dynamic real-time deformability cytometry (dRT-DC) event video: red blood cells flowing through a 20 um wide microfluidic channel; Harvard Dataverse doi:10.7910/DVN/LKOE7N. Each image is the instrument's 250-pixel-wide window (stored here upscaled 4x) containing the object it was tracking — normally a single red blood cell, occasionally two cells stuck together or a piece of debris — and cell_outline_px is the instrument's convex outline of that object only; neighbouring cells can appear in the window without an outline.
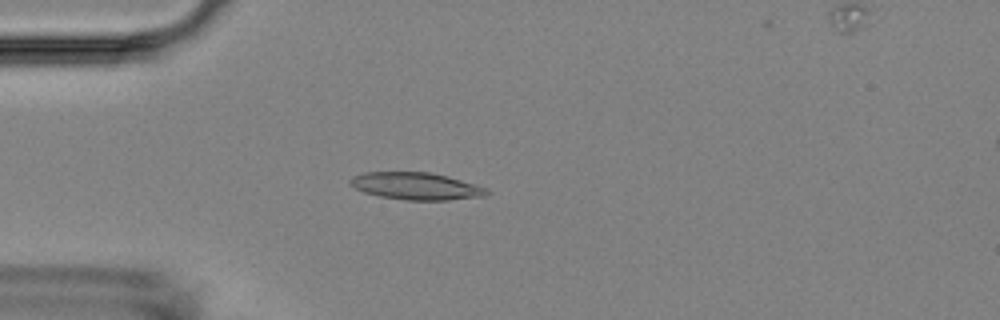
{"species": "Egyptian fruit bat (a non-hibernating species)", "species_latin": "Rousettus aegyptiacus", "temperature_condition": "room temperature", "stored_images_in_passage": 36, "camera_frame_rate_fps": 3000, "um_per_image_px": 0.085, "animal": {"sex": "female"}, "frame": {"image": 1, "passage_image": 14, "time_ms": 4.333, "image_size_px": [1000, 320], "cell_outline_px": [[492, 192], [488, 196], [448, 200], [408, 200], [380, 196], [364, 192], [348, 184], [348, 180], [352, 176], [364, 172], [428, 172], [448, 176], [488, 188]], "centroid_in_image_um": [35.4, 15.82], "position_along_channel_um": 49.6, "area_um2": 21.85}}
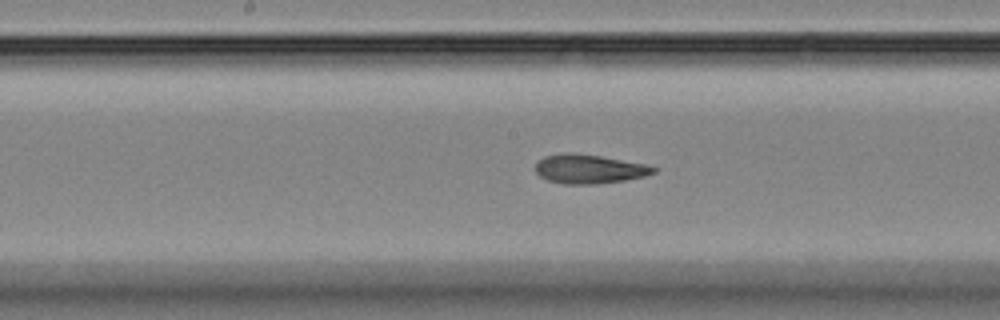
{"frame": {"image": 2, "passage_image": 27, "time_ms": 8.667, "image_size_px": [1000, 320], "cell_outline_px": [[656, 172], [644, 176], [624, 180], [592, 184], [564, 184], [548, 180], [540, 176], [536, 172], [536, 164], [544, 156], [564, 152], [572, 152], [600, 156], [644, 164], [656, 168]], "centroid_in_image_um": [50.04, 14.36], "position_along_channel_um": 198.2, "area_um2": 19.77}}
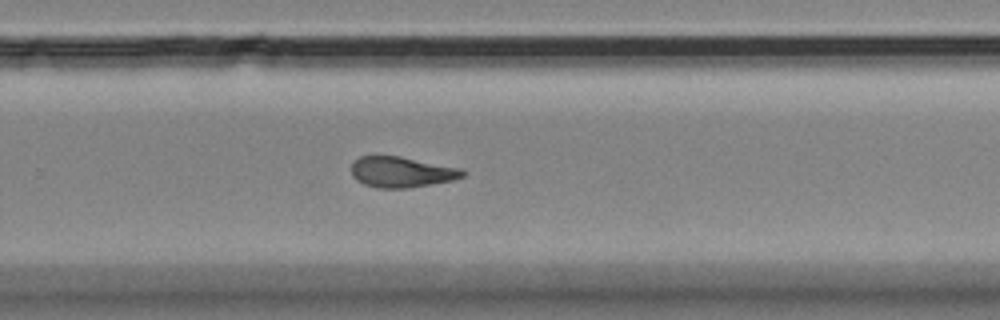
{"frame": {"image": 3, "passage_image": 35, "time_ms": 11.333, "image_size_px": [1000, 320], "cell_outline_px": [[464, 176], [452, 180], [408, 188], [376, 188], [364, 184], [356, 180], [352, 176], [352, 164], [360, 156], [400, 156], [464, 168]], "centroid_in_image_um": [34.15, 14.62], "position_along_channel_um": 295.7, "area_um2": 19.94}}